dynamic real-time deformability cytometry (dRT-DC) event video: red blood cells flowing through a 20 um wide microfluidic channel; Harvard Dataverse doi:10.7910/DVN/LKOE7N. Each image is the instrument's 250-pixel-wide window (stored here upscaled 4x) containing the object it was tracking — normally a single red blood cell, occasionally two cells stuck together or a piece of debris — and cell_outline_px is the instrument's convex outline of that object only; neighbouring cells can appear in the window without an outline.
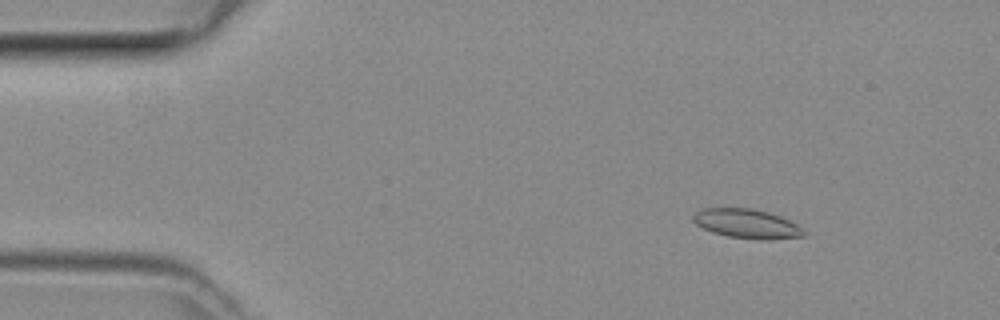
{"species": "common noctule bat (a hibernating species)", "species_latin": "Nyctalus noctula", "temperature_condition": "room temperature", "stored_images_in_passage": 49, "camera_frame_rate_fps": 3000, "um_per_image_px": 0.085, "animal": {"sex": "female", "body_mass_g": 29.2, "forearm_length_mm": 56.3}, "frame": {"image": 1, "passage_image": 7, "time_ms": 2.0, "image_size_px": [1000, 320], "cell_outline_px": [[808, 232], [804, 236], [772, 240], [728, 236], [712, 232], [696, 224], [692, 220], [692, 216], [696, 212], [704, 208], [752, 208], [768, 212], [780, 216], [796, 224]], "centroid_in_image_um": [63.5, 19.01], "position_along_channel_um": 21.5, "area_um2": 18.79}}
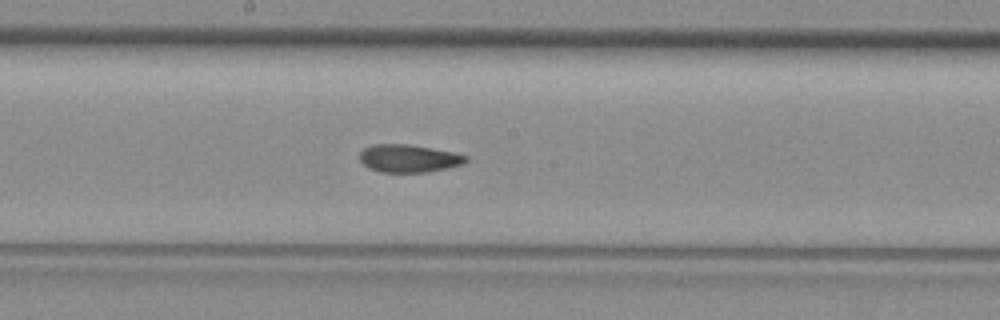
{"frame": {"image": 2, "passage_image": 26, "time_ms": 8.333, "image_size_px": [1000, 320], "cell_outline_px": [[468, 160], [464, 164], [448, 168], [428, 172], [380, 172], [368, 168], [360, 160], [360, 152], [364, 148], [372, 144], [408, 144], [432, 148], [452, 152], [468, 156]], "centroid_in_image_um": [34.75, 13.46], "position_along_channel_um": 213.5, "area_um2": 17.28}}
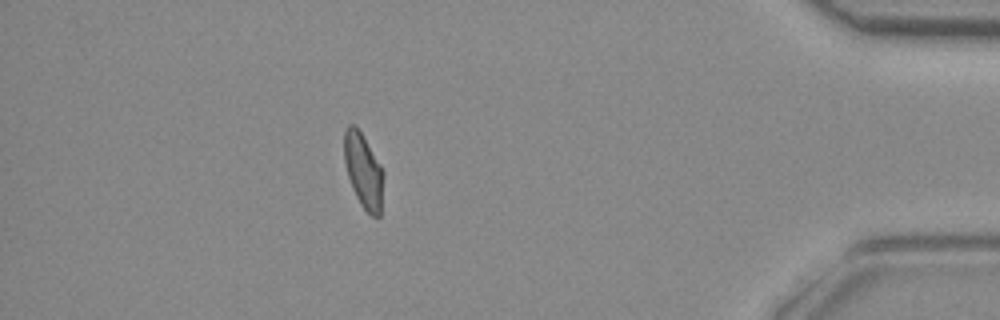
{"frame": {"image": 3, "passage_image": 43, "time_ms": 14.0, "image_size_px": [1000, 320], "cell_outline_px": [[384, 176], [380, 216], [372, 216], [360, 204], [352, 188], [348, 176], [344, 160], [344, 132], [348, 124], [352, 124], [360, 132], [380, 164], [384, 172]], "centroid_in_image_um": [30.89, 14.54], "position_along_channel_um": 404.3, "area_um2": 16.88}}